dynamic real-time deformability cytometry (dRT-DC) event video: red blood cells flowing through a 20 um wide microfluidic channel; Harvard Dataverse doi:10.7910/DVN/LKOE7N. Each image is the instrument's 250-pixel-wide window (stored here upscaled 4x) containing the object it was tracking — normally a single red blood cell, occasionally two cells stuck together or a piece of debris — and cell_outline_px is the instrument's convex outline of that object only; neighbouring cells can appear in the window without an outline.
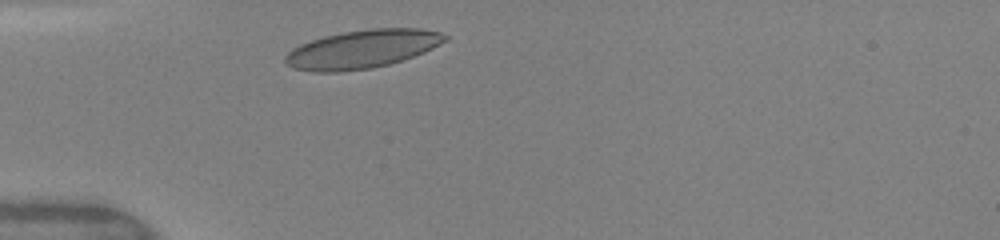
{"species": "human", "species_latin": "Homo sapiens", "temperature_condition": "warm", "stored_images_in_passage": 6, "camera_frame_rate_fps": 3000, "um_per_image_px": 0.085, "donor": {"sex": "female"}, "frame": {"image": 1, "passage_image": 2, "time_ms": 0.667, "image_size_px": [1000, 240], "cell_outline_px": [[448, 40], [424, 52], [388, 64], [372, 68], [340, 72], [312, 72], [292, 68], [284, 64], [284, 56], [292, 48], [300, 44], [324, 36], [344, 32], [368, 28], [420, 28], [440, 32], [448, 36]], "centroid_in_image_um": [30.75, 4.17], "position_along_channel_um": 54.3, "area_um2": 35.84}}
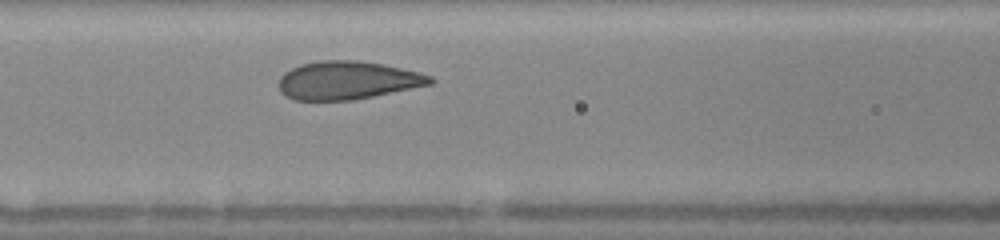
{"frame": {"image": 2, "passage_image": 6, "time_ms": 3.0, "image_size_px": [1000, 240], "cell_outline_px": [[436, 80], [432, 84], [352, 100], [292, 100], [280, 92], [276, 84], [280, 76], [284, 72], [300, 64], [320, 60], [356, 60], [384, 64], [420, 72], [432, 76]], "centroid_in_image_um": [29.5, 6.82], "position_along_channel_um": 137.1, "area_um2": 33.99}}